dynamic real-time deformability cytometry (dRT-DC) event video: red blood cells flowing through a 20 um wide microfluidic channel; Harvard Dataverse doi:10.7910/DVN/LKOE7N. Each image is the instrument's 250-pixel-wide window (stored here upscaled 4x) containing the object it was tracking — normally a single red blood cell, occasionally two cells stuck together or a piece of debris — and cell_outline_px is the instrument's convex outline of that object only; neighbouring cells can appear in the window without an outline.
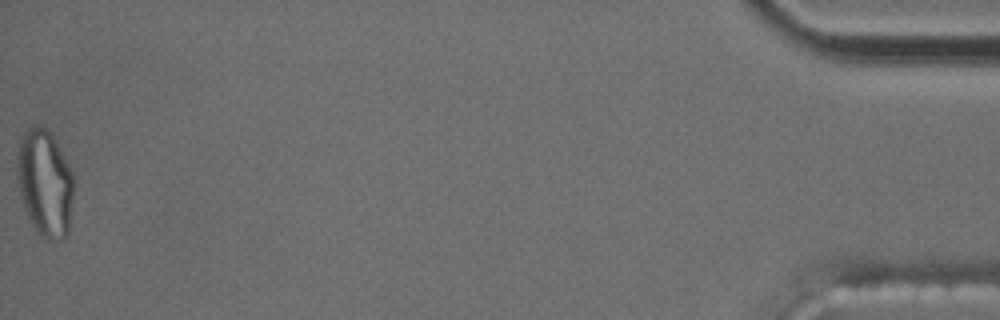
{"species": "common noctule bat (a hibernating species)", "species_latin": "Nyctalus noctula", "temperature_condition": "cold", "stored_images_in_passage": 14, "segment_of_instrument_passage": [2, 2], "camera_frame_rate_fps": 3000, "um_per_image_px": 0.085, "animal": {"sex": "male", "body_mass_g": 17.5, "forearm_length_mm": 52.3}, "frame": {"image": 1, "passage_image": 14, "time_ms": 18.667, "image_size_px": [1000, 320], "cell_outline_px": [[76, 180], [68, 232], [64, 240], [48, 240], [40, 236], [36, 232], [24, 208], [20, 196], [16, 176], [16, 152], [20, 140], [24, 132], [28, 128], [44, 128], [52, 132]], "centroid_in_image_um": [3.82, 15.59], "position_along_channel_um": 431.4, "area_um2": 36.01}}